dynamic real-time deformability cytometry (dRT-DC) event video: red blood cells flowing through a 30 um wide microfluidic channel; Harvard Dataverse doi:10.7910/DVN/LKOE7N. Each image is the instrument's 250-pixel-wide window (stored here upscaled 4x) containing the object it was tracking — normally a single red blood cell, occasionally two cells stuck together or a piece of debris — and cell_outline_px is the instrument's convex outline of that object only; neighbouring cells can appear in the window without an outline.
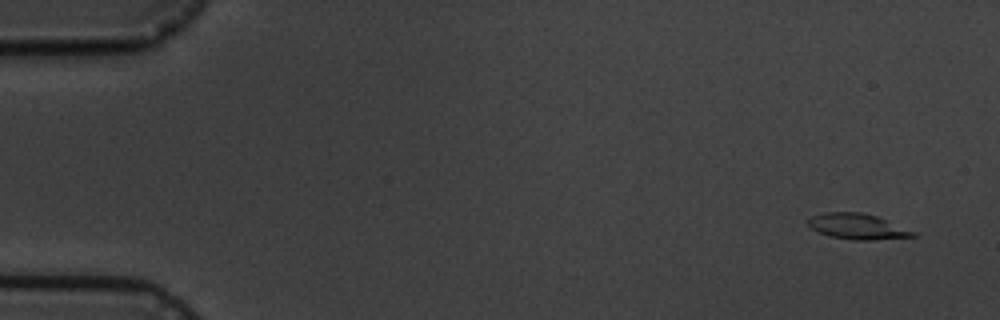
{"species": "common noctule bat (a hibernating species)", "species_latin": "Nyctalus noctula", "temperature_condition": "cold", "stored_images_in_passage": 5, "camera_frame_rate_fps": 3000, "um_per_image_px": 0.085, "animal": {"sex": "male", "body_mass_g": 19.5, "forearm_length_mm": 54.6}, "frame": {"image": 1, "passage_image": 1, "time_ms": 0.0, "image_size_px": [1000, 320], "cell_outline_px": [[920, 236], [872, 240], [852, 240], [828, 236], [812, 228], [808, 224], [808, 220], [812, 216], [824, 212], [860, 212], [876, 216], [920, 232]], "centroid_in_image_um": [72.98, 19.26], "position_along_channel_um": 12.0, "area_um2": 15.9}}
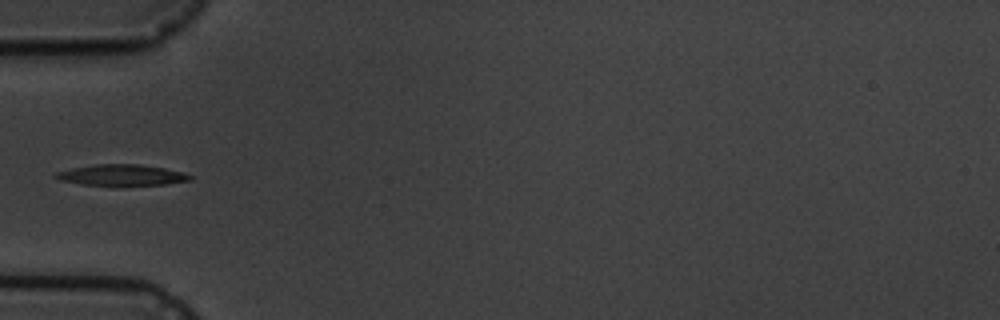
{"frame": {"image": 2, "passage_image": 5, "time_ms": 5.333, "image_size_px": [1000, 320], "cell_outline_px": [[196, 176], [192, 180], [164, 184], [80, 184], [60, 180], [52, 176], [56, 172], [72, 168], [96, 164], [136, 164], [164, 168]], "centroid_in_image_um": [10.33, 14.86], "position_along_channel_um": 74.7, "area_um2": 16.01}}